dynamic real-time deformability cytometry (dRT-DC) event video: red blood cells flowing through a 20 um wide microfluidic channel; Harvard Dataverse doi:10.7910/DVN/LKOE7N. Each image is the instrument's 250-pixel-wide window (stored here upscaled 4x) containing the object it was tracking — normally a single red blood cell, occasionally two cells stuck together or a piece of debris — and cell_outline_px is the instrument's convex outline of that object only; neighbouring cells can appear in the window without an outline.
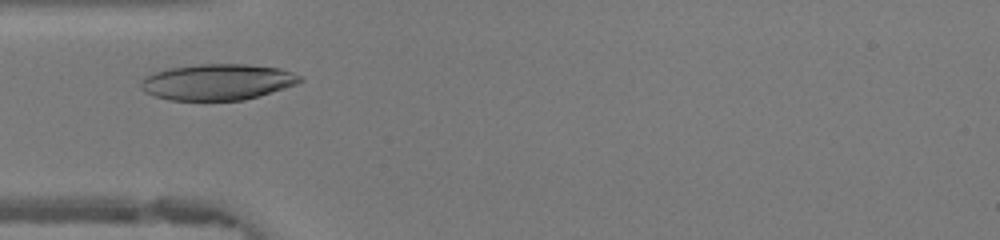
{"species": "human", "species_latin": "Homo sapiens", "temperature_condition": "warm", "stored_images_in_passage": 30, "camera_frame_rate_fps": 3000, "um_per_image_px": 0.085, "donor": {"sex": "female"}, "frame": {"image": 1, "passage_image": 6, "time_ms": 1.667, "image_size_px": [1000, 240], "cell_outline_px": [[304, 80], [296, 84], [260, 96], [244, 100], [172, 100], [156, 96], [144, 92], [140, 88], [140, 80], [144, 76], [152, 72], [168, 68], [200, 64], [248, 64], [280, 68], [292, 72], [300, 76]], "centroid_in_image_um": [18.46, 6.96], "position_along_channel_um": 66.5, "area_um2": 33.64}}
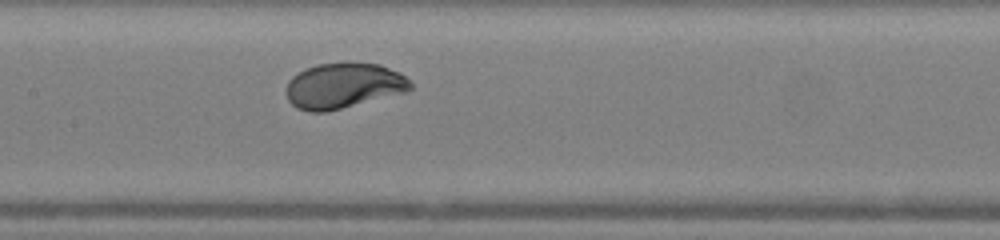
{"frame": {"image": 2, "passage_image": 14, "time_ms": 4.333, "image_size_px": [1000, 240], "cell_outline_px": [[412, 88], [408, 92], [324, 112], [308, 112], [296, 108], [288, 100], [288, 80], [292, 76], [316, 64], [380, 64], [400, 72], [412, 84]], "centroid_in_image_um": [29.22, 7.31], "position_along_channel_um": 178.2, "area_um2": 32.43}}
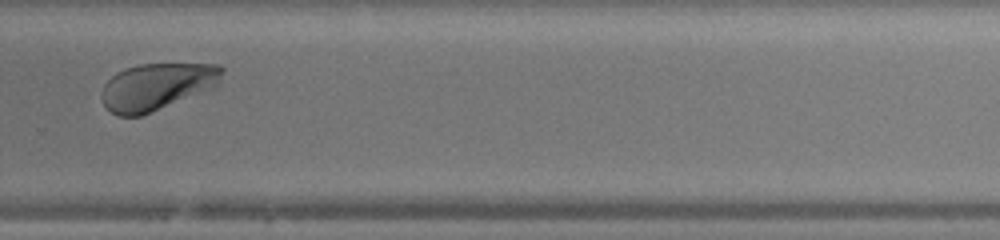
{"frame": {"image": 3, "passage_image": 24, "time_ms": 7.667, "image_size_px": [1000, 240], "cell_outline_px": [[224, 72], [220, 84], [216, 88], [140, 116], [120, 116], [112, 112], [100, 100], [100, 92], [104, 84], [116, 72], [124, 68], [140, 64], [220, 64], [224, 68]], "centroid_in_image_um": [13.37, 7.35], "position_along_channel_um": 316.4, "area_um2": 33.41}, "authors_computed_cell_mechanics": {"area_um2": 33.1772, "velocity_mm_per_s": 4.1615, "shape_relaxation_time_tau1_ms": 2.3468, "shape_relaxation_time_tau2_ms": null, "deformation_change_tau1": 0.1769, "deformation_change_tau2": null}}